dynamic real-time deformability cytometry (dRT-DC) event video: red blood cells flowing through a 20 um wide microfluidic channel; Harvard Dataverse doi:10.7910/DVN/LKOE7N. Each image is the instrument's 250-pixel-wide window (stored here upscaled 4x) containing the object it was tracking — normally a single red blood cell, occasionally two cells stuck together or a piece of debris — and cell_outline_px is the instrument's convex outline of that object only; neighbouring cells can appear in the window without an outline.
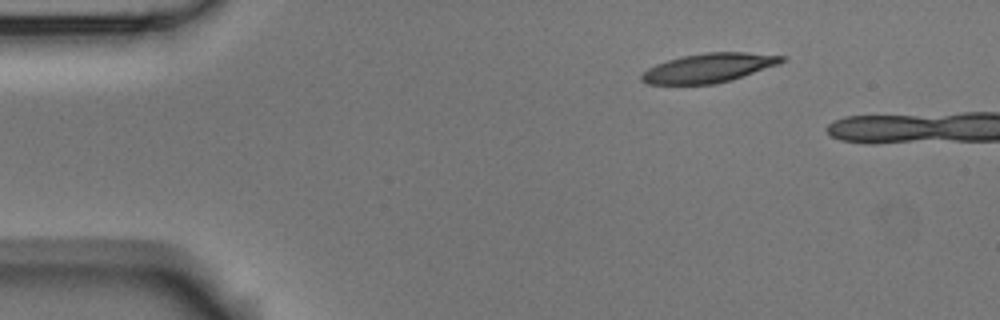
{"species": "Egyptian fruit bat (a non-hibernating species)", "species_latin": "Rousettus aegyptiacus", "temperature_condition": "room temperature", "stored_images_in_passage": 4, "segment_of_instrument_passage": [2, 2], "camera_frame_rate_fps": 3000, "um_per_image_px": 0.085, "animal": {"sex": "male"}, "frame": {"image": 1, "passage_image": 4, "time_ms": 4.667, "image_size_px": [1000, 320], "cell_outline_px": [[788, 56], [780, 64], [732, 80], [716, 84], [648, 84], [640, 80], [640, 76], [648, 68], [656, 64], [668, 60], [684, 56], [704, 52], [748, 52]], "centroid_in_image_um": [60.29, 5.77], "position_along_channel_um": 24.7, "area_um2": 23.93}}